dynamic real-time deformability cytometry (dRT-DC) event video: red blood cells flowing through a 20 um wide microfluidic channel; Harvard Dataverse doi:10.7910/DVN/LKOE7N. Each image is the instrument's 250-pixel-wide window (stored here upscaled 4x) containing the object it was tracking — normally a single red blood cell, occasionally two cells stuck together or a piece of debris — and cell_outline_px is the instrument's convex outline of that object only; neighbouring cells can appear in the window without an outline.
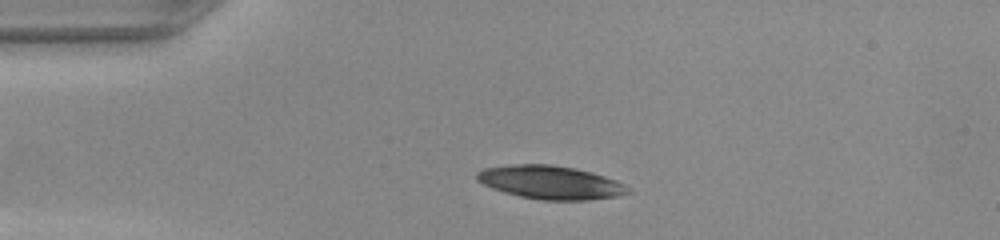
{"species": "common noctule bat (a hibernating species)", "species_latin": "Nyctalus noctula", "temperature_condition": "warm", "stored_images_in_passage": 39, "camera_frame_rate_fps": 3000, "um_per_image_px": 0.085, "animal": {"sex": "female", "body_mass_g": 22.0, "forearm_length_mm": 56.7}, "frame": {"image": 1, "passage_image": 1, "time_ms": 0.0, "image_size_px": [1000, 240], "cell_outline_px": [[632, 192], [616, 196], [588, 200], [540, 200], [520, 196], [504, 192], [492, 188], [476, 180], [476, 172], [484, 168], [512, 164], [548, 164], [572, 168], [592, 172], [616, 180], [624, 184]], "centroid_in_image_um": [46.77, 15.5], "position_along_channel_um": 38.2, "area_um2": 29.3}}